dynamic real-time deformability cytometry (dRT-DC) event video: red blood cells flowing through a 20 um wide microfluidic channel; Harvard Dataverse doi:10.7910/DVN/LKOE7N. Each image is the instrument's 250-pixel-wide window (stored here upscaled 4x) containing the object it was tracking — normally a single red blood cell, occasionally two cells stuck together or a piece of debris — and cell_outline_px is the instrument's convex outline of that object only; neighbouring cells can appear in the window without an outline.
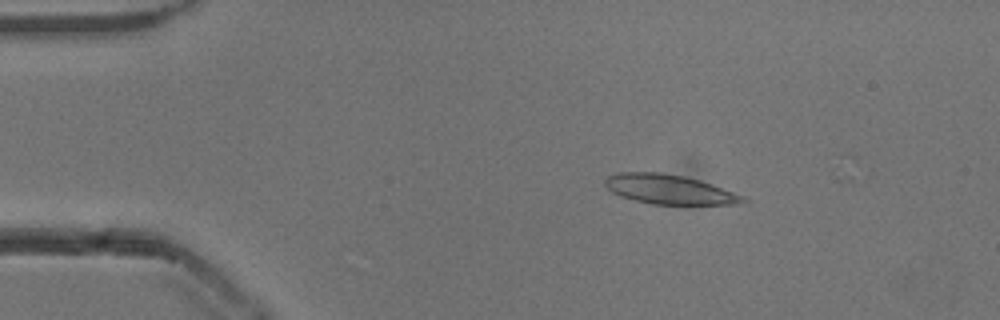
{"species": "common noctule bat (a hibernating species)", "species_latin": "Nyctalus noctula", "temperature_condition": "cold", "stored_images_in_passage": 7, "camera_frame_rate_fps": 3000, "um_per_image_px": 0.085, "animal": {"sex": "male", "body_mass_g": 13.3}, "frame": {"image": 1, "passage_image": 2, "time_ms": 0.333, "image_size_px": [1000, 320], "cell_outline_px": [[748, 200], [736, 204], [652, 204], [632, 200], [620, 196], [612, 192], [604, 184], [604, 180], [608, 176], [620, 172], [656, 172], [684, 176], [700, 180], [732, 192]], "centroid_in_image_um": [56.8, 16.09], "position_along_channel_um": 28.2, "area_um2": 23.35}}